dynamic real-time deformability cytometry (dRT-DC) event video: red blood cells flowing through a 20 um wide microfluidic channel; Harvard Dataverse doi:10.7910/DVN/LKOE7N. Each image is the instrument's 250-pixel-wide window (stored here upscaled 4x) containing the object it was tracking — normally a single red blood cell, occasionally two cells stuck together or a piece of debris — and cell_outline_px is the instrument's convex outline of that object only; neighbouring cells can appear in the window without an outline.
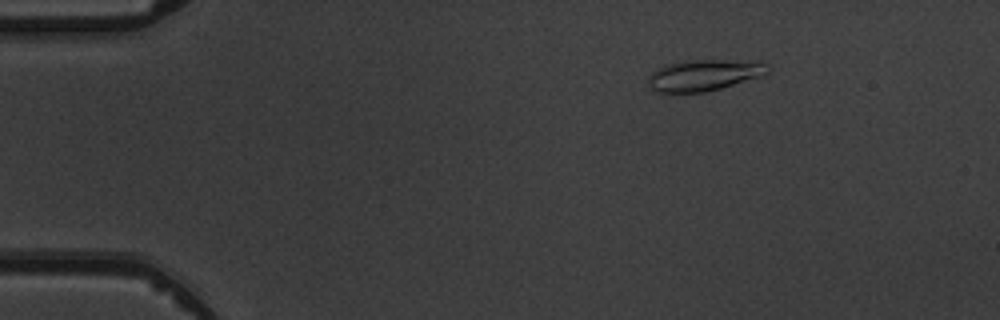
{"species": "common noctule bat (a hibernating species)", "species_latin": "Nyctalus noctula", "temperature_condition": "warm", "stored_images_in_passage": 8, "camera_frame_rate_fps": 3000, "um_per_image_px": 0.085, "animal": {"sex": "male", "body_mass_g": 19.5, "forearm_length_mm": 54.6}, "frame": {"image": 1, "passage_image": 3, "time_ms": 2.333, "image_size_px": [1000, 320], "cell_outline_px": [[772, 68], [768, 72], [760, 76], [720, 88], [704, 92], [656, 92], [648, 84], [648, 76], [656, 68], [664, 64], [684, 60], [716, 60], [768, 64]], "centroid_in_image_um": [59.75, 6.39], "position_along_channel_um": 25.3, "area_um2": 21.39}}
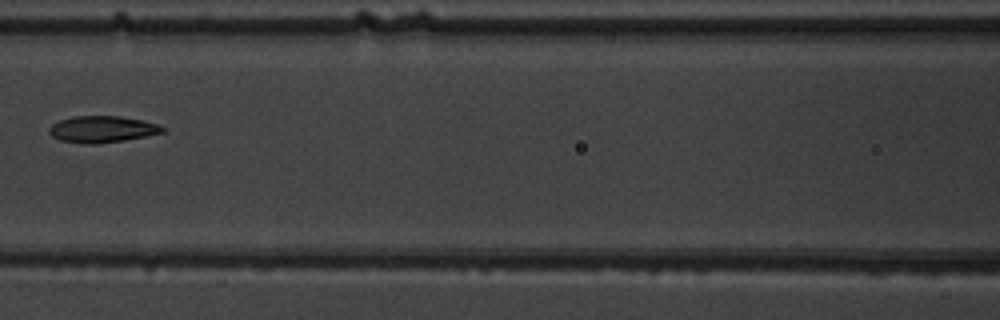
{"frame": {"image": 2, "passage_image": 7, "time_ms": 7.667, "image_size_px": [1000, 320], "cell_outline_px": [[164, 132], [124, 140], [96, 144], [84, 144], [60, 140], [52, 136], [48, 132], [48, 128], [52, 124], [60, 120], [72, 116], [120, 116], [144, 120], [156, 124], [164, 128]], "centroid_in_image_um": [8.64, 10.98], "position_along_channel_um": 158.0, "area_um2": 17.51}}
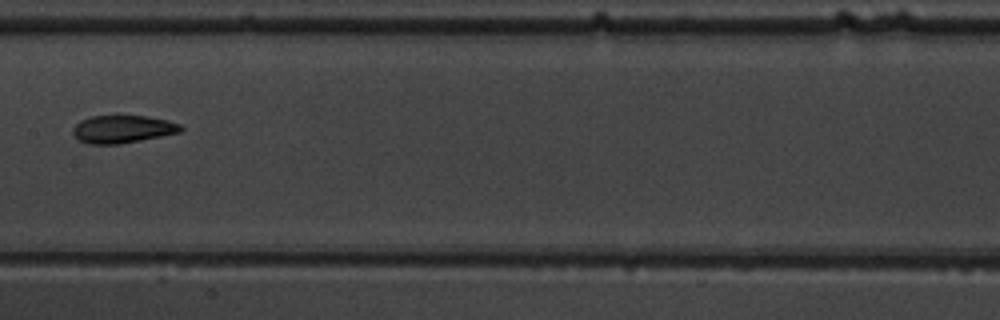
{"frame": {"image": 3, "passage_image": 8, "time_ms": 8.667, "image_size_px": [1000, 320], "cell_outline_px": [[184, 128], [180, 132], [120, 144], [88, 144], [80, 140], [72, 132], [72, 128], [80, 120], [92, 116], [148, 116], [168, 120], [180, 124]], "centroid_in_image_um": [10.42, 10.97], "position_along_channel_um": 197.0, "area_um2": 17.34}}